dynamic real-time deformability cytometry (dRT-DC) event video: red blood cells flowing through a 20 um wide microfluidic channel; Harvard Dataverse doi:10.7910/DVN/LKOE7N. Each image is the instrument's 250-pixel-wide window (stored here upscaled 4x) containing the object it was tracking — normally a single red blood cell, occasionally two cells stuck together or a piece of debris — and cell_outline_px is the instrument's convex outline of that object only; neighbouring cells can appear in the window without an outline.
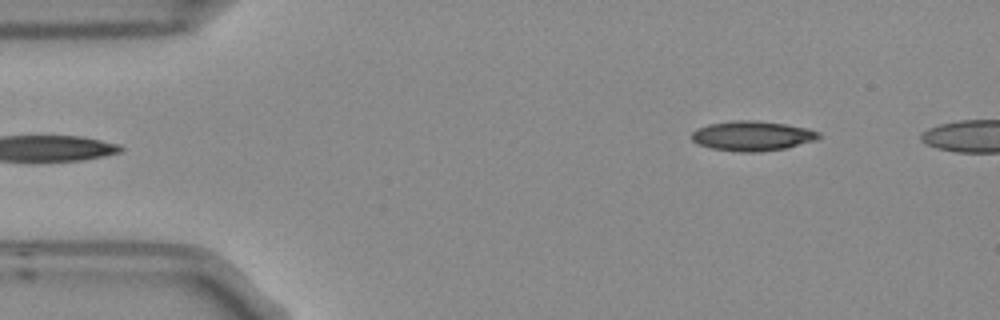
{"species": "Egyptian fruit bat (a non-hibernating species)", "species_latin": "Rousettus aegyptiacus", "temperature_condition": "room temperature", "stored_images_in_passage": 5, "segment_of_instrument_passage": [2, 2], "camera_frame_rate_fps": 3000, "um_per_image_px": 0.085, "frame": {"image": 1, "passage_image": 5, "time_ms": 1.333, "image_size_px": [1000, 320], "cell_outline_px": [[824, 136], [820, 140], [784, 148], [756, 152], [740, 152], [712, 148], [700, 144], [692, 140], [692, 132], [696, 128], [708, 124], [732, 120], [756, 120], [788, 124], [808, 128], [820, 132]], "centroid_in_image_um": [64.02, 11.53], "position_along_channel_um": 21.0, "area_um2": 22.37}}